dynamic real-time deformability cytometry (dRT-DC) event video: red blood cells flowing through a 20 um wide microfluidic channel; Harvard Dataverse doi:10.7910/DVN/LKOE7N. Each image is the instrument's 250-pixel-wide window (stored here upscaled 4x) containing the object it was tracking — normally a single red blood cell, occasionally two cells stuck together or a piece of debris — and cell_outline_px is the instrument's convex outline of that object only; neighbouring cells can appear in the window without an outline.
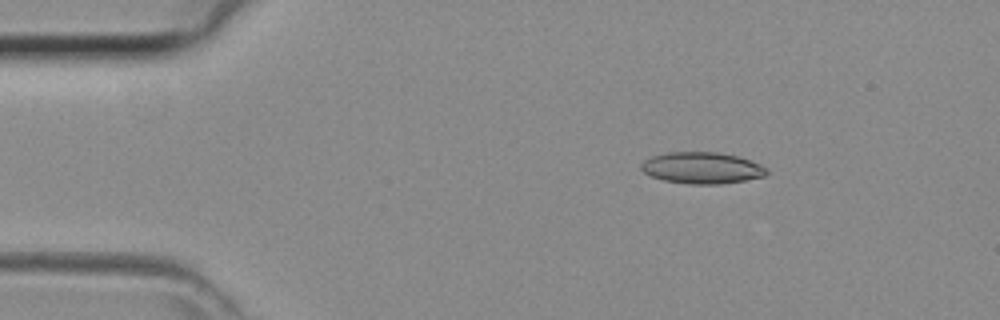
{"species": "common noctule bat (a hibernating species)", "species_latin": "Nyctalus noctula", "temperature_condition": "room temperature", "stored_images_in_passage": 43, "camera_frame_rate_fps": 3000, "um_per_image_px": 0.085, "animal": {"sex": "female", "body_mass_g": 29.2, "forearm_length_mm": 56.3}, "frame": {"image": 1, "passage_image": 6, "time_ms": 1.667, "image_size_px": [1000, 320], "cell_outline_px": [[768, 172], [764, 176], [744, 180], [720, 184], [688, 184], [664, 180], [652, 176], [644, 172], [640, 168], [640, 164], [644, 160], [652, 156], [668, 152], [716, 152], [736, 156], [760, 164], [768, 168]], "centroid_in_image_um": [59.65, 14.27], "position_along_channel_um": 25.4, "area_um2": 22.89}}
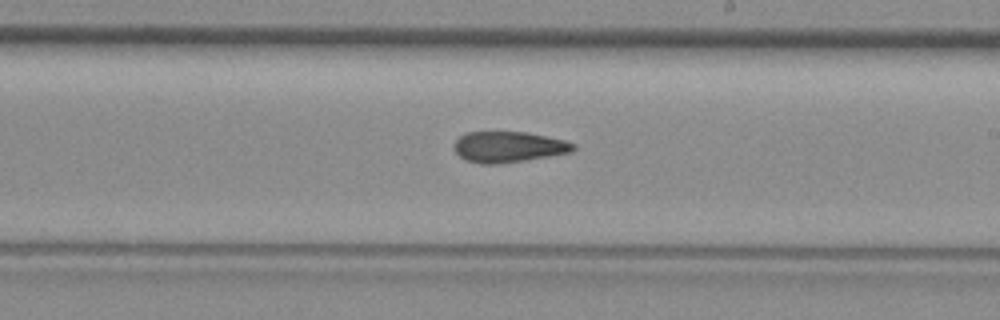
{"frame": {"image": 2, "passage_image": 24, "time_ms": 7.667, "image_size_px": [1000, 320], "cell_outline_px": [[576, 148], [572, 152], [524, 160], [496, 164], [480, 164], [464, 160], [452, 148], [452, 144], [464, 132], [524, 132], [564, 140], [576, 144]], "centroid_in_image_um": [43.17, 12.49], "position_along_channel_um": 245.8, "area_um2": 21.44}}
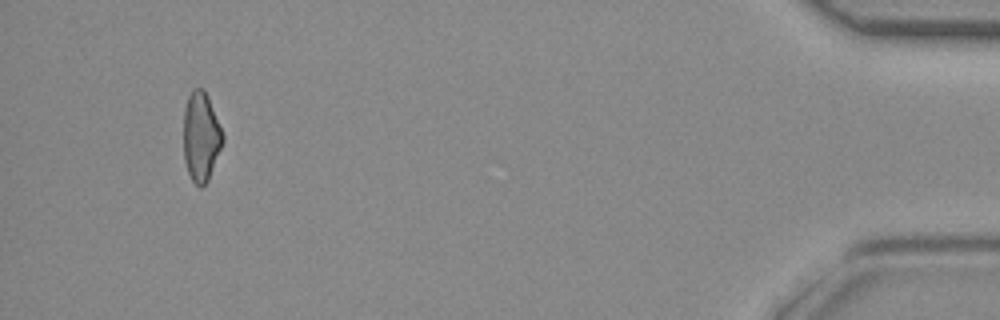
{"frame": {"image": 3, "passage_image": 40, "time_ms": 13.0, "image_size_px": [1000, 320], "cell_outline_px": [[224, 140], [208, 180], [200, 188], [192, 180], [188, 172], [184, 160], [184, 108], [188, 96], [196, 88], [204, 88], [208, 96], [224, 136]], "centroid_in_image_um": [17.08, 11.61], "position_along_channel_um": 418.1, "area_um2": 20.23}}